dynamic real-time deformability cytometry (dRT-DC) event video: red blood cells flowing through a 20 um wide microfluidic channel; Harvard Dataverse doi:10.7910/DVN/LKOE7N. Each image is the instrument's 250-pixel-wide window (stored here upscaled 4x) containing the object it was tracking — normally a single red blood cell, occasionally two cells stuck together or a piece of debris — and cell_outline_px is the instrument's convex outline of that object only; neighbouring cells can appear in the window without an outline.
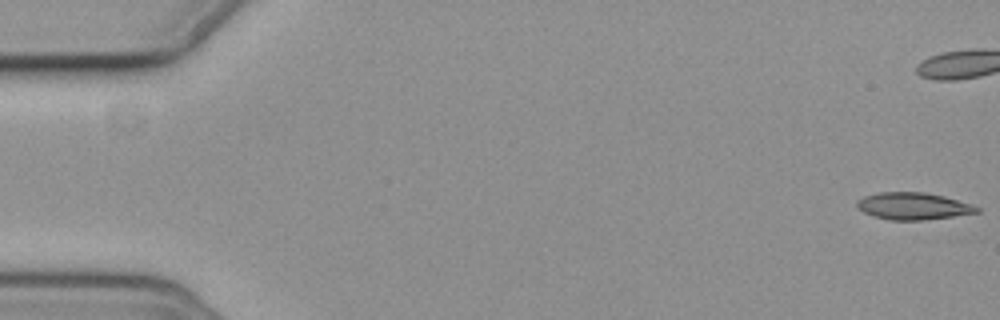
{"species": "common noctule bat (a hibernating species)", "species_latin": "Nyctalus noctula", "temperature_condition": "cold", "stored_images_in_passage": 18, "camera_frame_rate_fps": 3000, "um_per_image_px": 0.085, "animal": {"sex": "female", "body_mass_g": 19.3, "forearm_length_mm": 54.1}, "frame": {"image": 1, "passage_image": 1, "time_ms": 0.0, "image_size_px": [1000, 320], "cell_outline_px": [[980, 212], [924, 220], [888, 220], [864, 212], [856, 208], [856, 200], [864, 196], [880, 192], [924, 192], [944, 196], [980, 208]], "centroid_in_image_um": [77.57, 17.51], "position_along_channel_um": 7.4, "area_um2": 18.73}}